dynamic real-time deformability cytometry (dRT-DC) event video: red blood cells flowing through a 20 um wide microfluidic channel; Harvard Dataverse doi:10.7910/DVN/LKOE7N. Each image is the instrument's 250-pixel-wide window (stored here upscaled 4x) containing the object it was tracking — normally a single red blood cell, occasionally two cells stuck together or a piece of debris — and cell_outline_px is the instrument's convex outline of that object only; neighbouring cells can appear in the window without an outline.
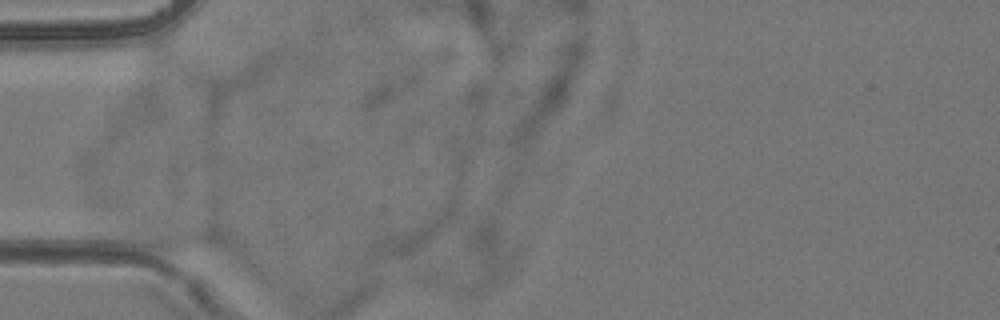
{"species": "common noctule bat (a hibernating species)", "species_latin": "Nyctalus noctula", "temperature_condition": "room temperature", "stored_images_in_passage": 2, "camera_frame_rate_fps": 3000, "um_per_image_px": 0.085, "animal": {"sex": "female", "body_mass_g": 24.6, "forearm_length_mm": 56.2}, "frame": {"image": 1, "passage_image": 1, "time_ms": 0.0, "image_size_px": [1000, 320], "cell_outline_px": [[224, 244], [216, 248], [152, 248], [132, 228], [144, 224], [216, 232]], "centroid_in_image_um": [15.1, 20.18], "position_along_channel_um": 69.9, "area_um2": 11.33}}